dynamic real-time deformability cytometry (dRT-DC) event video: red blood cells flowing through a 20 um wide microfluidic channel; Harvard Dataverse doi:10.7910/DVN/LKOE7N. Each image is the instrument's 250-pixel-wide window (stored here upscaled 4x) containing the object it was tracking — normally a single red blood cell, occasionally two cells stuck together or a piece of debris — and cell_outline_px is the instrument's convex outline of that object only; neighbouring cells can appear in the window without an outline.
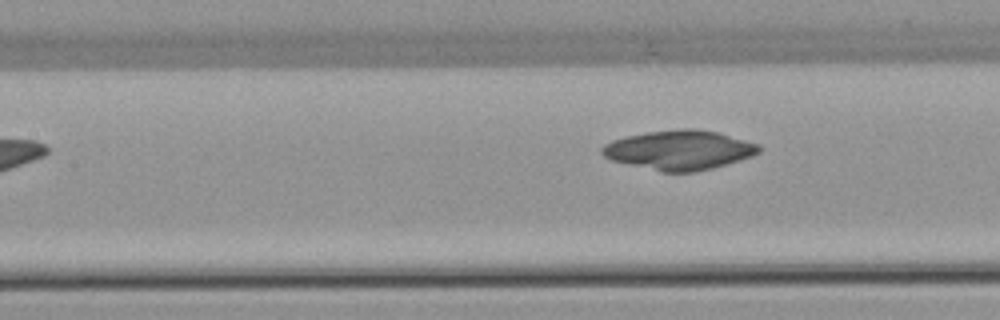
{"species": "common noctule bat (a hibernating species)", "species_latin": "Nyctalus noctula", "temperature_condition": "warm", "stored_images_in_passage": 6, "camera_frame_rate_fps": 3000, "um_per_image_px": 0.085, "animal": {"sex": "female", "body_mass_g": 22.7, "forearm_length_mm": 54.2}, "frame": {"image": 1, "passage_image": 6, "time_ms": 6.0, "image_size_px": [1000, 320], "cell_outline_px": [[764, 148], [760, 152], [752, 156], [712, 168], [692, 172], [660, 172], [612, 160], [604, 156], [600, 152], [600, 148], [604, 144], [612, 140], [628, 136], [648, 132], [676, 128], [696, 128], [716, 132], [760, 144]], "centroid_in_image_um": [57.75, 12.75], "position_along_channel_um": 149.7, "area_um2": 36.13}}